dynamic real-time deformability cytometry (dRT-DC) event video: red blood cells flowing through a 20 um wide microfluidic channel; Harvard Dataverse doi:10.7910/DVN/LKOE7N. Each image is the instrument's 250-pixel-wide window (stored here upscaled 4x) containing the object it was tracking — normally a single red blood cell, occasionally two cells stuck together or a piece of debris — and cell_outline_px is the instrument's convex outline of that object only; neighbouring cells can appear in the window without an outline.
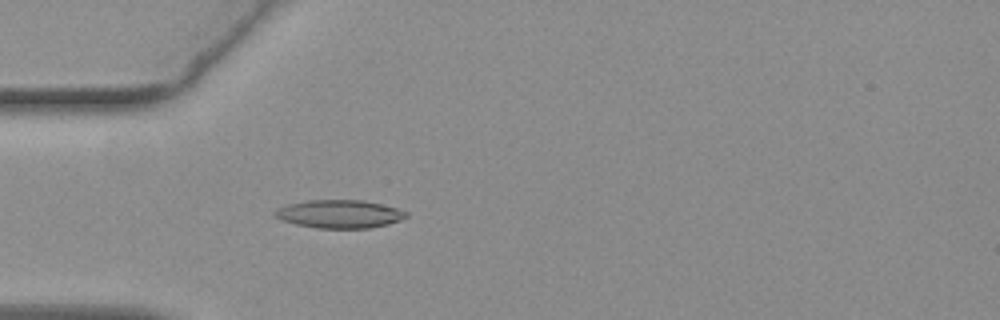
{"species": "common noctule bat (a hibernating species)", "species_latin": "Nyctalus noctula", "temperature_condition": "warm", "stored_images_in_passage": 56, "camera_frame_rate_fps": 3000, "um_per_image_px": 0.085, "animal": {"sex": "female", "body_mass_g": 19.3, "forearm_length_mm": 54.1}, "frame": {"image": 1, "passage_image": 17, "time_ms": 5.333, "image_size_px": [1000, 320], "cell_outline_px": [[408, 216], [400, 220], [388, 224], [368, 228], [316, 228], [296, 224], [280, 220], [272, 212], [276, 208], [288, 204], [308, 200], [364, 200], [396, 208], [408, 212]], "centroid_in_image_um": [28.83, 18.19], "position_along_channel_um": 56.2, "area_um2": 21.56}}
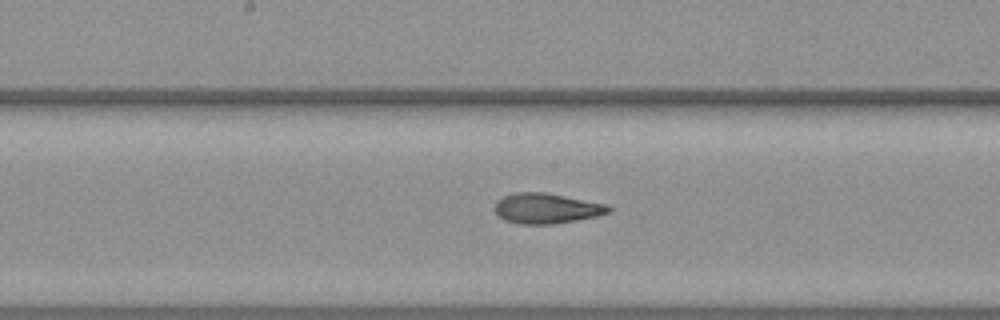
{"frame": {"image": 2, "passage_image": 29, "time_ms": 9.333, "image_size_px": [1000, 320], "cell_outline_px": [[612, 212], [596, 216], [576, 220], [552, 224], [520, 224], [504, 220], [492, 208], [504, 196], [516, 192], [544, 192], [608, 204], [612, 208]], "centroid_in_image_um": [46.48, 17.71], "position_along_channel_um": 201.7, "area_um2": 20.06}}
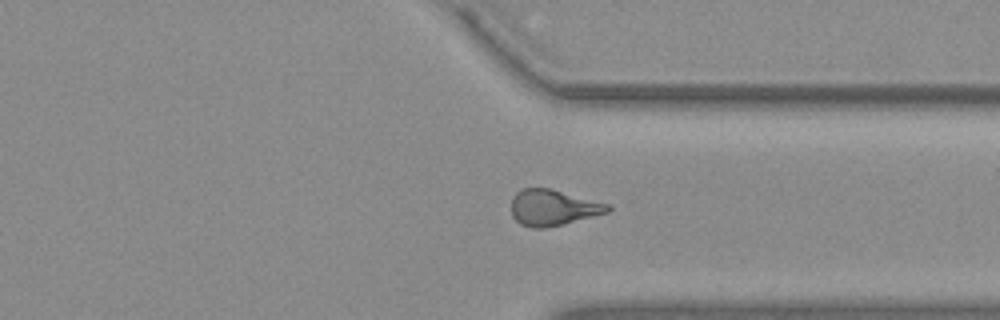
{"frame": {"image": 3, "passage_image": 42, "time_ms": 13.667, "image_size_px": [1000, 320], "cell_outline_px": [[612, 208], [608, 212], [564, 224], [544, 228], [532, 228], [520, 224], [512, 216], [512, 196], [516, 192], [524, 188], [552, 188], [612, 204]], "centroid_in_image_um": [47.04, 17.63], "position_along_channel_um": 364.4, "area_um2": 20.52}}